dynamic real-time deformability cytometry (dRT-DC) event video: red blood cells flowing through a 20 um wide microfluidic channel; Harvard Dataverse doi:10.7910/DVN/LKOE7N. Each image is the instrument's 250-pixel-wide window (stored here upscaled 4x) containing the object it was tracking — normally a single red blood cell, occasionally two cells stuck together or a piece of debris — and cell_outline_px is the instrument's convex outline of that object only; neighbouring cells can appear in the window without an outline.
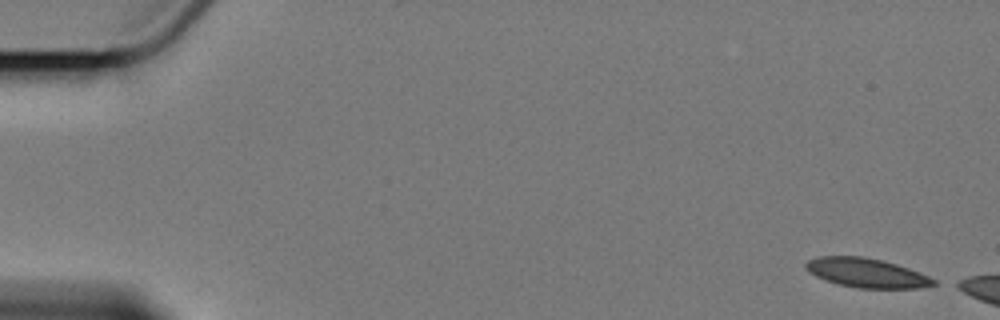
{"species": "Egyptian fruit bat (a non-hibernating species)", "species_latin": "Rousettus aegyptiacus", "temperature_condition": "cold", "stored_images_in_passage": 6, "camera_frame_rate_fps": 3000, "um_per_image_px": 0.085, "animal": {"sex": "female"}, "frame": {"image": 1, "passage_image": 1, "time_ms": 0.0, "image_size_px": [1000, 320], "cell_outline_px": [[936, 284], [920, 288], [860, 288], [840, 284], [816, 276], [808, 272], [804, 268], [804, 264], [808, 260], [816, 256], [864, 256], [896, 264], [908, 268], [928, 276], [936, 280]], "centroid_in_image_um": [73.63, 23.18], "position_along_channel_um": 11.4, "area_um2": 21.62}}
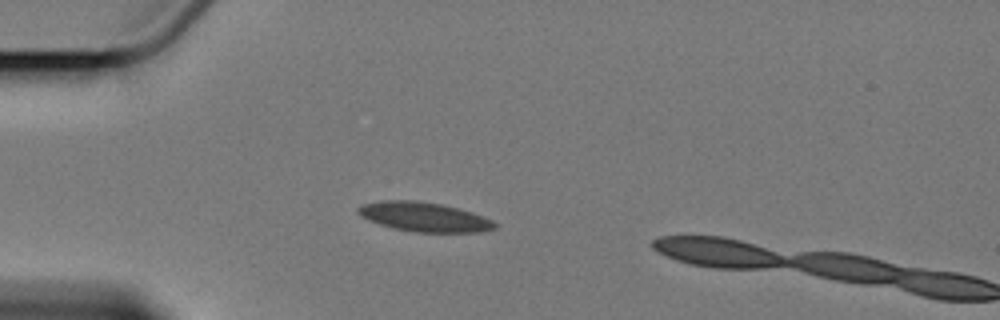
{"frame": {"image": 2, "passage_image": 5, "time_ms": 4.667, "image_size_px": [1000, 320], "cell_outline_px": [[496, 228], [480, 232], [416, 232], [392, 228], [368, 220], [360, 216], [356, 212], [356, 208], [360, 204], [380, 200], [416, 200], [444, 204], [472, 212], [492, 220], [496, 224]], "centroid_in_image_um": [36.0, 18.42], "position_along_channel_um": 49.0, "area_um2": 23.64}}